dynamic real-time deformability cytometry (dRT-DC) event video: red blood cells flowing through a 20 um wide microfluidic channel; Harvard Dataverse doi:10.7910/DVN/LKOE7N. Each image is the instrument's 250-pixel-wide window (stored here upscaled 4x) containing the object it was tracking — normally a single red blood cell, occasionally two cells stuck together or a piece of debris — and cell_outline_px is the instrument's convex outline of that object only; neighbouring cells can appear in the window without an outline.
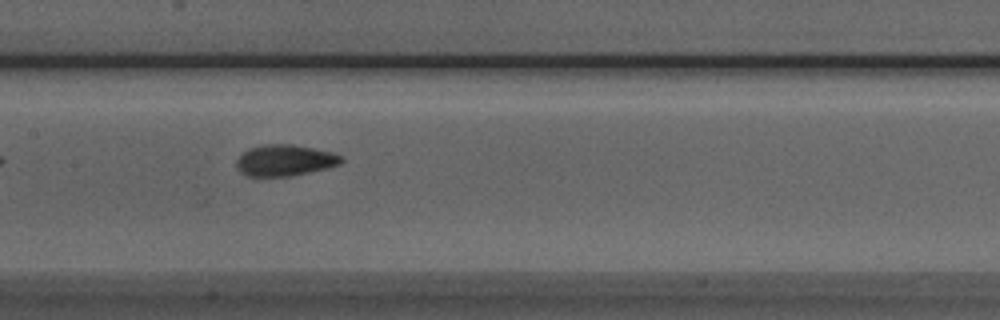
{"species": "Egyptian fruit bat (a non-hibernating species)", "species_latin": "Rousettus aegyptiacus", "temperature_condition": "room temperature", "stored_images_in_passage": 36, "camera_frame_rate_fps": 3000, "um_per_image_px": 0.085, "animal": {"sex": "male"}, "frame": {"image": 1, "passage_image": 9, "time_ms": 2.667, "image_size_px": [1000, 320], "cell_outline_px": [[344, 160], [340, 164], [328, 168], [292, 176], [256, 180], [240, 172], [236, 168], [236, 160], [248, 148], [264, 144], [292, 144], [332, 152], [344, 156]], "centroid_in_image_um": [24.17, 13.67], "position_along_channel_um": 183.2, "area_um2": 19.88}}
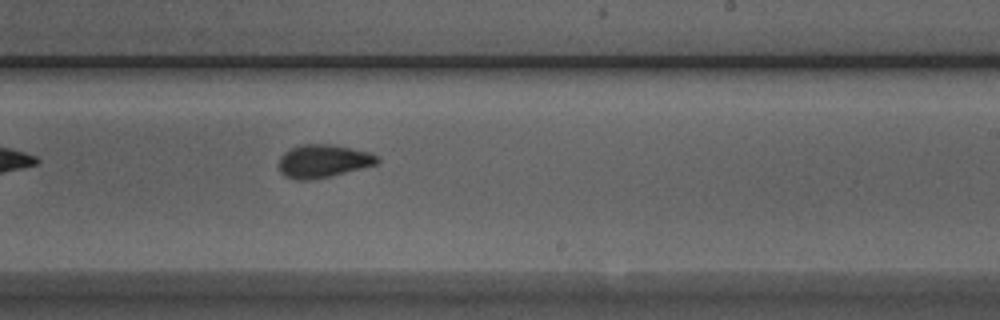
{"frame": {"image": 2, "passage_image": 15, "time_ms": 4.667, "image_size_px": [1000, 320], "cell_outline_px": [[380, 160], [376, 164], [328, 176], [308, 180], [296, 180], [284, 176], [280, 172], [276, 164], [280, 156], [288, 148], [300, 144], [332, 144], [368, 152], [380, 156]], "centroid_in_image_um": [27.39, 13.68], "position_along_channel_um": 261.6, "area_um2": 19.07}}
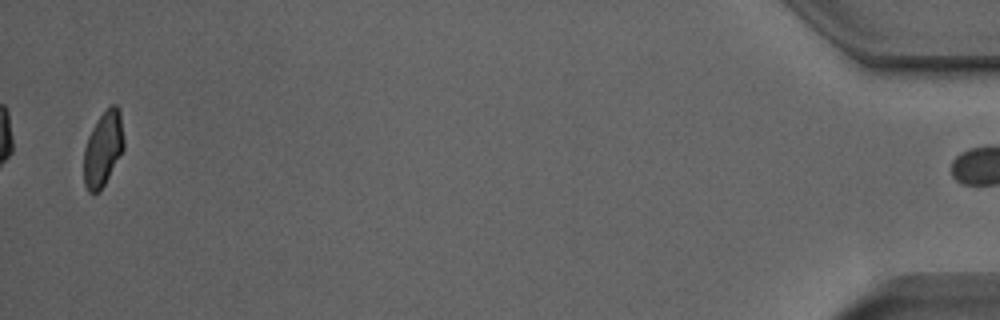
{"frame": {"image": 3, "passage_image": 35, "time_ms": 11.333, "image_size_px": [1000, 320], "cell_outline_px": [[124, 148], [104, 184], [96, 192], [88, 192], [84, 184], [84, 148], [88, 136], [96, 120], [112, 104], [116, 104], [120, 108], [124, 140]], "centroid_in_image_um": [8.76, 12.6], "position_along_channel_um": 426.4, "area_um2": 17.28}}